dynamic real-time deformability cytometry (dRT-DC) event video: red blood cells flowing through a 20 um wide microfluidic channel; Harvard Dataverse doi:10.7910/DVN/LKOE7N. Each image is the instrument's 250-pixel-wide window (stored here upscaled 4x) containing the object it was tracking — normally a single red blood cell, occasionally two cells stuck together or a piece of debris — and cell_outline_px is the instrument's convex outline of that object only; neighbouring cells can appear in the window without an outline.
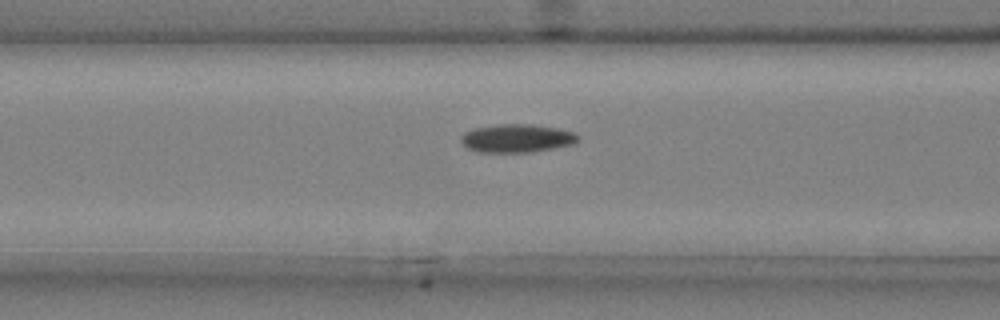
{"species": "common noctule bat (a hibernating species)", "species_latin": "Nyctalus noctula", "temperature_condition": "cold", "stored_images_in_passage": 42, "camera_frame_rate_fps": 3000, "um_per_image_px": 0.085, "animal": {"sex": "male", "body_mass_g": 20.4}, "frame": {"image": 1, "passage_image": 15, "time_ms": 4.667, "image_size_px": [1000, 320], "cell_outline_px": [[580, 136], [572, 144], [532, 152], [476, 152], [468, 148], [460, 140], [460, 136], [464, 132], [476, 128], [500, 124], [528, 124], [556, 128], [576, 132]], "centroid_in_image_um": [43.91, 11.75], "position_along_channel_um": 122.7, "area_um2": 19.13}}
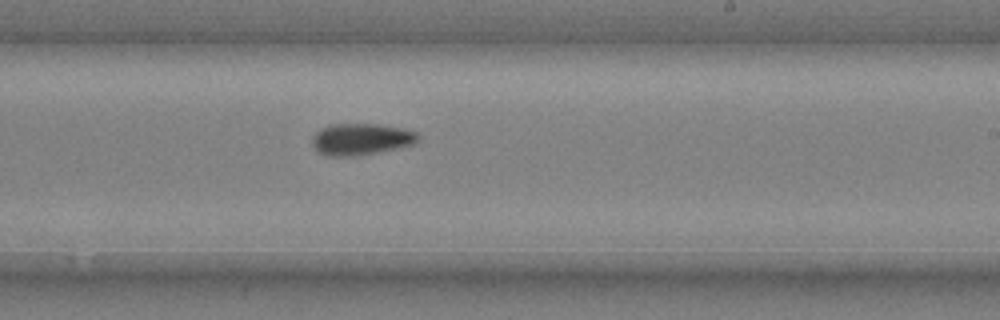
{"frame": {"image": 2, "passage_image": 26, "time_ms": 8.333, "image_size_px": [1000, 320], "cell_outline_px": [[420, 140], [416, 144], [400, 148], [352, 156], [328, 156], [320, 152], [312, 144], [312, 136], [320, 128], [332, 124], [380, 124], [404, 128], [416, 132], [420, 136]], "centroid_in_image_um": [30.74, 11.82], "position_along_channel_um": 258.3, "area_um2": 19.65}}
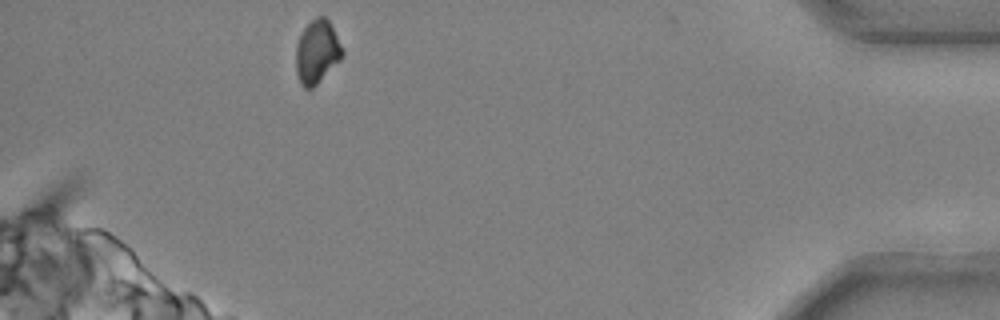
{"frame": {"image": 3, "passage_image": 42, "time_ms": 13.667, "image_size_px": [1000, 320], "cell_outline_px": [[344, 52], [340, 60], [312, 88], [304, 88], [300, 84], [296, 72], [296, 44], [304, 28], [316, 16], [324, 16], [328, 20]], "centroid_in_image_um": [26.92, 4.41], "position_along_channel_um": 408.3, "area_um2": 16.82}}